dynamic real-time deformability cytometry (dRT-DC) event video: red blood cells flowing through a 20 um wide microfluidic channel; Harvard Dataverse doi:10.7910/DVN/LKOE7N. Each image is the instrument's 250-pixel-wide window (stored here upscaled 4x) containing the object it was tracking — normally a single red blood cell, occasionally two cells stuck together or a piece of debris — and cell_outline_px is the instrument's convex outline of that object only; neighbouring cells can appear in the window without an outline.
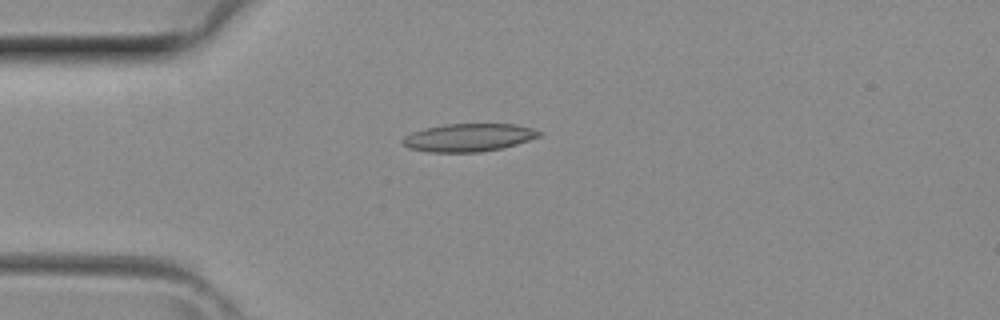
{"species": "common noctule bat (a hibernating species)", "species_latin": "Nyctalus noctula", "temperature_condition": "room temperature", "stored_images_in_passage": 1, "camera_frame_rate_fps": 3000, "um_per_image_px": 0.085, "animal": {"sex": "female", "body_mass_g": 29.2, "forearm_length_mm": 56.3}, "frame": {"image": 1, "passage_image": 1, "time_ms": 0.0, "image_size_px": [1000, 320], "cell_outline_px": [[544, 132], [540, 136], [504, 148], [480, 152], [428, 152], [408, 148], [400, 144], [400, 140], [404, 136], [412, 132], [424, 128], [444, 124], [512, 124], [532, 128]], "centroid_in_image_um": [39.79, 11.69], "position_along_channel_um": 45.2, "area_um2": 22.43}}